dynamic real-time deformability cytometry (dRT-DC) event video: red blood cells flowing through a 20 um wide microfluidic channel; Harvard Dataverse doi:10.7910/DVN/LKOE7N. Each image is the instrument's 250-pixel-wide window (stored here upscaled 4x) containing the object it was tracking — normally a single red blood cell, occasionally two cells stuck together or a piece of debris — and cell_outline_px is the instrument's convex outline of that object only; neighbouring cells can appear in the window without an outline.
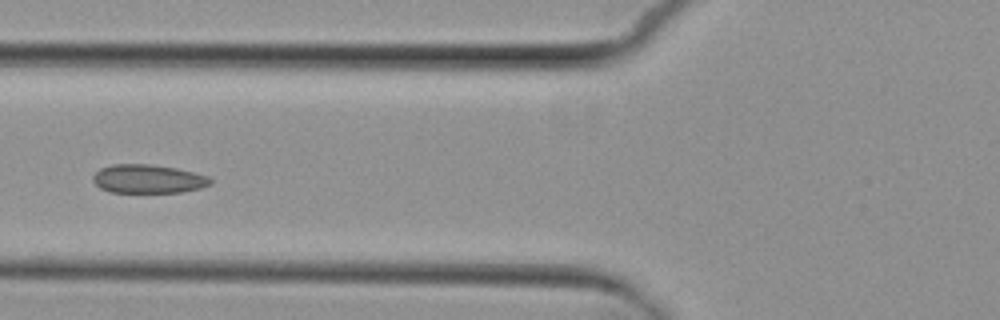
{"species": "common noctule bat (a hibernating species)", "species_latin": "Nyctalus noctula", "temperature_condition": "cold", "stored_images_in_passage": 6, "camera_frame_rate_fps": 3000, "um_per_image_px": 0.085, "animal": {"sex": "female", "body_mass_g": 29.2, "forearm_length_mm": 56.3}, "frame": {"image": 1, "passage_image": 6, "time_ms": 6.667, "image_size_px": [1000, 320], "cell_outline_px": [[212, 184], [200, 188], [180, 192], [108, 192], [100, 188], [92, 180], [92, 176], [100, 168], [112, 164], [148, 164], [176, 168], [208, 176], [212, 180]], "centroid_in_image_um": [12.56, 15.2], "position_along_channel_um": 113.2, "area_um2": 19.59}}